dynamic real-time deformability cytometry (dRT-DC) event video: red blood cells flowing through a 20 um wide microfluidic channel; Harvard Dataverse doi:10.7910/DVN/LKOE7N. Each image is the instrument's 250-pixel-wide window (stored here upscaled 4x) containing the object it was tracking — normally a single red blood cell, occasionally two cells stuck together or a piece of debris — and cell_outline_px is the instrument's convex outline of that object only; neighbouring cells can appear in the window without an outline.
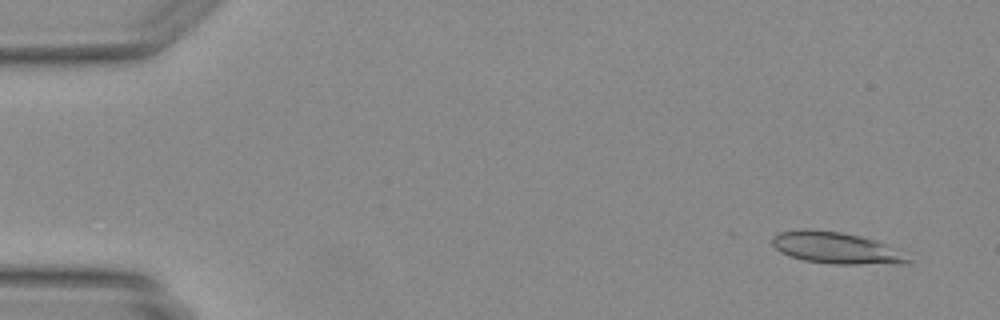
{"species": "Egyptian fruit bat (a non-hibernating species)", "species_latin": "Rousettus aegyptiacus", "temperature_condition": "warm", "stored_images_in_passage": 48, "camera_frame_rate_fps": 3000, "um_per_image_px": 0.085, "animal": {"sex": "female"}, "frame": {"image": 1, "passage_image": 3, "time_ms": 0.667, "image_size_px": [1000, 320], "cell_outline_px": [[912, 260], [904, 264], [836, 264], [804, 260], [780, 252], [772, 244], [772, 236], [780, 232], [840, 232], [860, 236], [896, 248]], "centroid_in_image_um": [71.14, 21.13], "position_along_channel_um": 13.9, "area_um2": 23.93}}
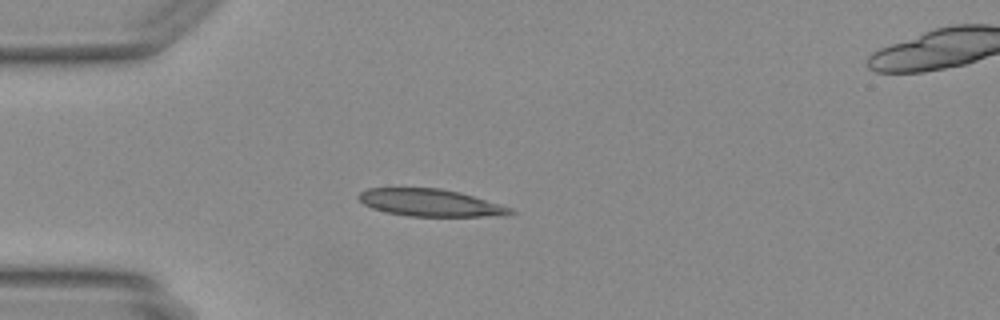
{"frame": {"image": 2, "passage_image": 13, "time_ms": 4.0, "image_size_px": [1000, 320], "cell_outline_px": [[516, 212], [504, 216], [408, 216], [384, 212], [372, 208], [364, 204], [356, 196], [360, 192], [368, 188], [440, 188], [460, 192], [512, 208]], "centroid_in_image_um": [36.56, 17.23], "position_along_channel_um": 48.4, "area_um2": 24.1}}
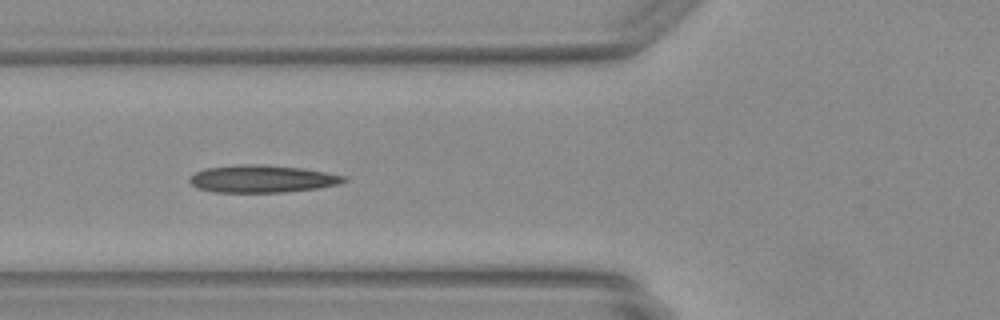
{"frame": {"image": 3, "passage_image": 18, "time_ms": 5.667, "image_size_px": [1000, 320], "cell_outline_px": [[348, 180], [340, 184], [316, 188], [284, 192], [212, 192], [196, 188], [188, 180], [196, 172], [204, 168], [240, 164], [260, 164], [300, 168], [348, 176]], "centroid_in_image_um": [22.27, 15.2], "position_along_channel_um": 103.5, "area_um2": 24.68}}